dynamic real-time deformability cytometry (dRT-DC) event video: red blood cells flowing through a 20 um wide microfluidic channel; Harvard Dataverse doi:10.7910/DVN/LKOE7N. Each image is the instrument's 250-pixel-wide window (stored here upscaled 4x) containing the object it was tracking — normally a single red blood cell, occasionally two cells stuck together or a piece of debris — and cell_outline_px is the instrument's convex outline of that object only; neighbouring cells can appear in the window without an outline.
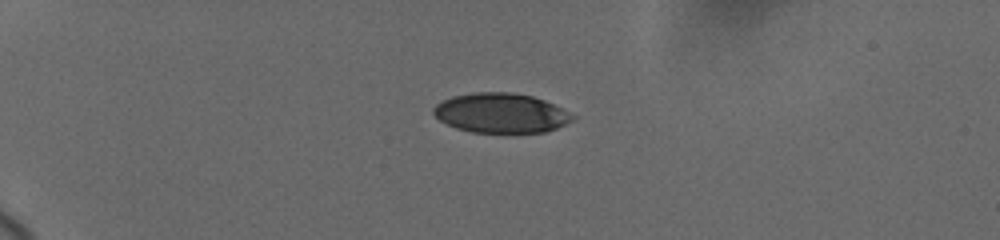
{"species": "human", "species_latin": "Homo sapiens", "temperature_condition": "cold", "stored_images_in_passage": 32, "camera_frame_rate_fps": 3000, "um_per_image_px": 0.085, "donor": {"sex": "female"}, "frame": {"image": 1, "passage_image": 6, "time_ms": 4.667, "image_size_px": [1000, 240], "cell_outline_px": [[576, 116], [572, 120], [556, 128], [544, 132], [472, 132], [456, 128], [440, 120], [432, 112], [432, 108], [436, 104], [452, 96], [472, 92], [512, 92], [532, 96], [544, 100]], "centroid_in_image_um": [42.55, 9.6], "position_along_channel_um": 42.5, "area_um2": 31.91}}
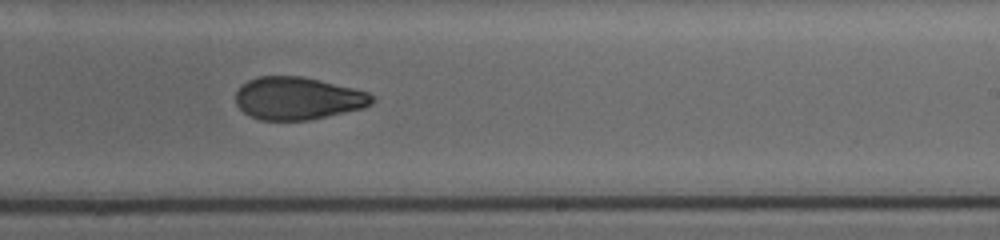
{"frame": {"image": 2, "passage_image": 17, "time_ms": 12.333, "image_size_px": [1000, 240], "cell_outline_px": [[376, 100], [372, 104], [364, 108], [308, 120], [260, 120], [244, 112], [236, 104], [236, 92], [248, 80], [260, 76], [300, 76], [320, 80], [368, 92], [376, 96]], "centroid_in_image_um": [25.35, 8.36], "position_along_channel_um": 263.7, "area_um2": 33.76}}
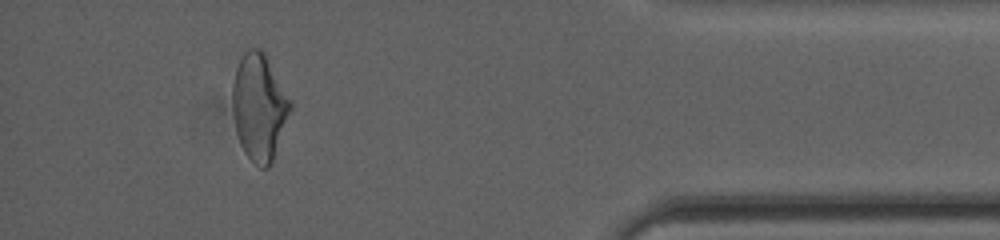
{"frame": {"image": 3, "passage_image": 28, "time_ms": 17.333, "image_size_px": [1000, 240], "cell_outline_px": [[292, 108], [272, 164], [268, 168], [260, 168], [244, 152], [240, 144], [236, 132], [232, 112], [232, 84], [236, 68], [244, 52], [248, 48], [260, 48], [264, 52], [292, 100]], "centroid_in_image_um": [22.04, 9.1], "position_along_channel_um": 413.2, "area_um2": 36.36}, "authors_computed_cell_mechanics": {"area_um2": 34.7956, "velocity_mm_per_s": 3.6963, "shape_relaxation_time_tau1_ms": null, "shape_relaxation_time_tau2_ms": 1.9169, "deformation_change_tau1": null, "deformation_change_tau2": 0.0733}}